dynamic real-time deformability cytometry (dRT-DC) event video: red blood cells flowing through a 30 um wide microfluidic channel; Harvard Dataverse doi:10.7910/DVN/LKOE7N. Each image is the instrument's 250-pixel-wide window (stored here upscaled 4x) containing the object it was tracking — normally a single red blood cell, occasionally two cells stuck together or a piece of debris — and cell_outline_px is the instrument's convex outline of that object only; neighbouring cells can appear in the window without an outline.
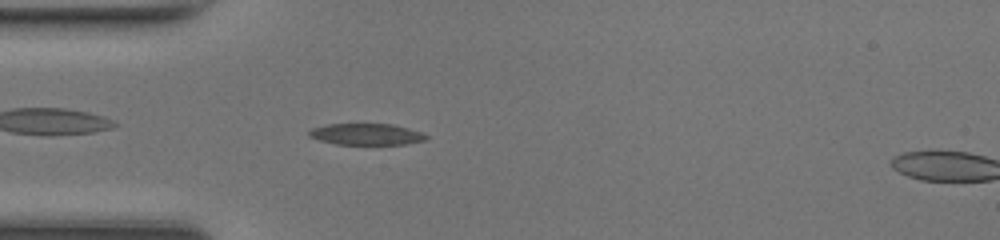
{"species": "common noctule bat (a hibernating species)", "species_latin": "Nyctalus noctula", "temperature_condition": "room temperature", "stored_images_in_passage": 47, "camera_frame_rate_fps": 3000, "um_per_image_px": 0.085, "animal": {"sex": "female", "body_mass_g": 17.0, "forearm_length_mm": 48.0}, "frame": {"image": 1, "passage_image": 13, "time_ms": 4.0, "image_size_px": [1000, 240], "cell_outline_px": [[428, 136], [424, 140], [404, 144], [336, 144], [320, 140], [308, 136], [308, 132], [312, 128], [328, 124], [392, 124], [408, 128], [420, 132]], "centroid_in_image_um": [31.11, 11.4], "position_along_channel_um": 53.9, "area_um2": 14.39}}
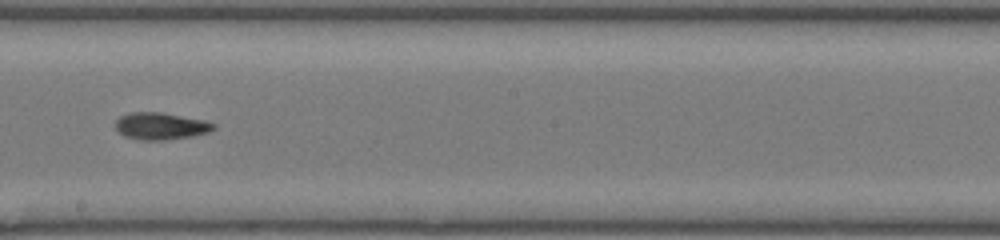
{"frame": {"image": 2, "passage_image": 26, "time_ms": 8.333, "image_size_px": [1000, 240], "cell_outline_px": [[216, 128], [208, 132], [192, 136], [164, 140], [136, 140], [124, 136], [116, 128], [116, 120], [120, 116], [128, 112], [160, 112], [204, 120], [216, 124]], "centroid_in_image_um": [13.65, 10.72], "position_along_channel_um": 234.6, "area_um2": 15.49}}
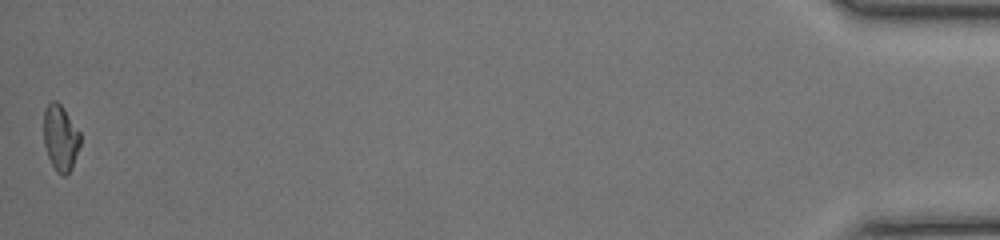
{"frame": {"image": 3, "passage_image": 47, "time_ms": 15.333, "image_size_px": [1000, 240], "cell_outline_px": [[80, 144], [72, 168], [64, 176], [56, 172], [48, 156], [44, 144], [44, 108], [52, 100], [56, 100], [64, 108], [80, 132]], "centroid_in_image_um": [5.14, 11.7], "position_along_channel_um": 430.1, "area_um2": 14.05}, "authors_computed_cell_mechanics": {"area_um2": 14.9124, "velocity_mm_per_s": 4.2987, "shape_relaxation_time_tau1_ms": 7.9358, "shape_relaxation_time_tau2_ms": 7.788, "deformation_change_tau1": 0.2025, "deformation_change_tau2": 0.1476}}